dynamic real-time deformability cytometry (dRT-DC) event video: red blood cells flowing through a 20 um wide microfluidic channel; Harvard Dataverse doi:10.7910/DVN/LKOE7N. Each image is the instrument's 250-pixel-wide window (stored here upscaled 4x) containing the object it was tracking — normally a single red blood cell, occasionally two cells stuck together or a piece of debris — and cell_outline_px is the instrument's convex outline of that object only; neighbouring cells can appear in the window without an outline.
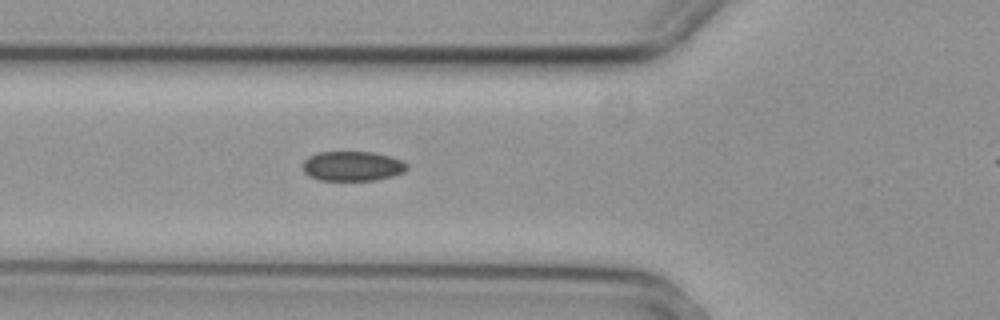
{"species": "common noctule bat (a hibernating species)", "species_latin": "Nyctalus noctula", "temperature_condition": "cold", "stored_images_in_passage": 3, "segment_of_instrument_passage": [1, 2], "camera_frame_rate_fps": 3000, "um_per_image_px": 0.085, "animal": {"sex": "female", "body_mass_g": 29.2, "forearm_length_mm": 56.3}, "frame": {"image": 1, "passage_image": 2, "time_ms": 0.333, "image_size_px": [1000, 320], "cell_outline_px": [[408, 168], [404, 172], [392, 176], [376, 180], [320, 180], [308, 176], [304, 172], [304, 160], [308, 156], [316, 152], [372, 152], [388, 156], [400, 160], [408, 164]], "centroid_in_image_um": [29.94, 14.12], "position_along_channel_um": 95.9, "area_um2": 18.03}}